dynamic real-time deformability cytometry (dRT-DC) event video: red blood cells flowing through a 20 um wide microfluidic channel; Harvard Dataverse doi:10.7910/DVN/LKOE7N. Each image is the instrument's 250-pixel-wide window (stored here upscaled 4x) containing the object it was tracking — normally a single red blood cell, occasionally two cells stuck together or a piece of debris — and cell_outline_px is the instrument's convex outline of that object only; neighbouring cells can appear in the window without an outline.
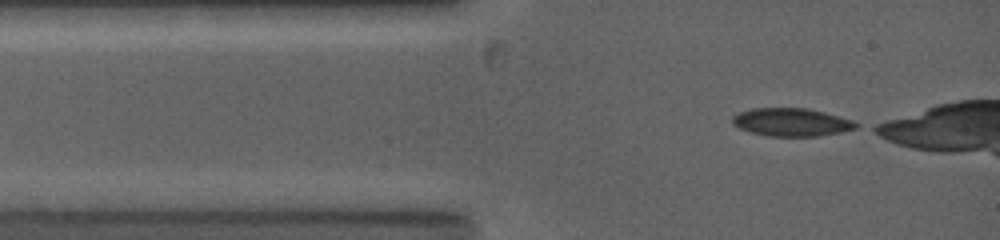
{"species": "common noctule bat (a hibernating species)", "species_latin": "Nyctalus noctula", "temperature_condition": "warm", "stored_images_in_passage": 15, "camera_frame_rate_fps": 5000, "um_per_image_px": 0.085, "animal": {"sex": "female", "body_mass_g": 19.0, "forearm_length_mm": 53.3}, "frame": {"image": 1, "passage_image": 1, "time_ms": 0.0, "image_size_px": [1000, 240], "cell_outline_px": [[860, 124], [856, 128], [840, 132], [820, 136], [768, 136], [752, 132], [740, 128], [732, 124], [732, 116], [736, 112], [752, 108], [808, 108], [824, 112], [852, 120]], "centroid_in_image_um": [67.25, 10.38], "position_along_channel_um": 17.7, "area_um2": 20.23}}
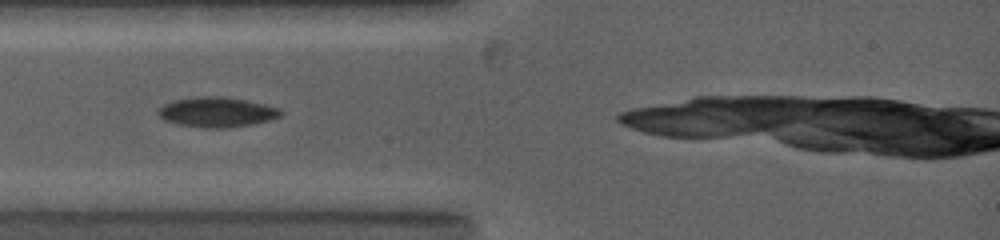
{"frame": {"image": 2, "passage_image": 5, "time_ms": 1.8, "image_size_px": [1000, 240], "cell_outline_px": [[284, 112], [280, 116], [268, 120], [248, 124], [224, 128], [204, 128], [176, 124], [164, 120], [156, 112], [164, 104], [176, 100], [200, 96], [224, 96], [248, 100], [280, 108]], "centroid_in_image_um": [18.43, 9.52], "position_along_channel_um": 66.6, "area_um2": 21.33}}